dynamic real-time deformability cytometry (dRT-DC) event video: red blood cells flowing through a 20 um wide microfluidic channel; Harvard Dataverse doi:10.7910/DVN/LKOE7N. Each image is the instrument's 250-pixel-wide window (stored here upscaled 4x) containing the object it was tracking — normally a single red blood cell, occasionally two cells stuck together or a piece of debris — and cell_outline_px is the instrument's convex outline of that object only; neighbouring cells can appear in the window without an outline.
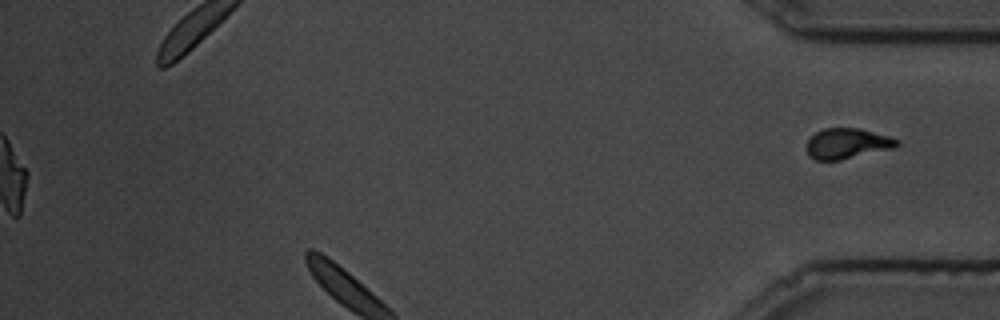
{"species": "common noctule bat (a hibernating species)", "species_latin": "Nyctalus noctula", "temperature_condition": "cold", "stored_images_in_passage": 78, "segment_of_instrument_passage": [2, 2], "camera_frame_rate_fps": 3000, "um_per_image_px": 0.085, "animal": {"sex": "male", "body_mass_g": 19.5, "forearm_length_mm": 54.6}, "frame": {"image": 1, "passage_image": 78, "time_ms": 25.667, "image_size_px": [1000, 320], "cell_outline_px": [[900, 144], [892, 148], [840, 160], [816, 160], [808, 156], [808, 140], [816, 132], [824, 128], [860, 128], [888, 136], [900, 140]], "centroid_in_image_um": [72.02, 12.19], "position_along_channel_um": 363.2, "area_um2": 15.84}}